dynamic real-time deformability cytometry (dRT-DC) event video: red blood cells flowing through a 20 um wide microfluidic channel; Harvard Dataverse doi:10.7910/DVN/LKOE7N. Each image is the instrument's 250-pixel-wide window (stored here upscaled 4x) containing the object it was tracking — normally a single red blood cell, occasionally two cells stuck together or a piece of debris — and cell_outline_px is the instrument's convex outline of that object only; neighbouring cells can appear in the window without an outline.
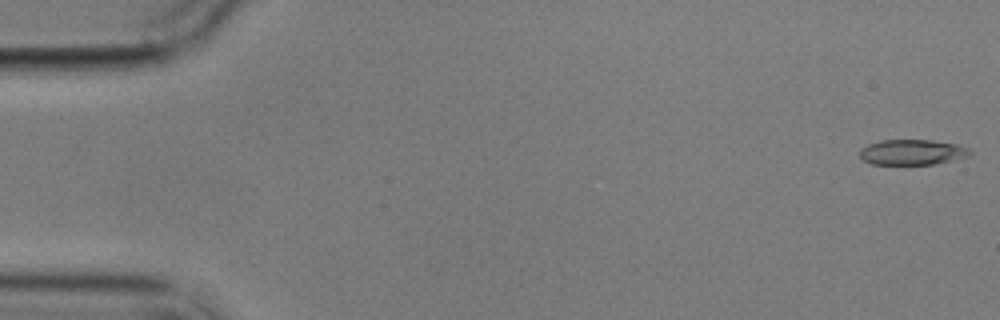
{"species": "common noctule bat (a hibernating species)", "species_latin": "Nyctalus noctula", "temperature_condition": "cold", "stored_images_in_passage": 6, "camera_frame_rate_fps": 3000, "um_per_image_px": 0.085, "animal": {"sex": "male", "body_mass_g": 17.9}, "frame": {"image": 1, "passage_image": 1, "time_ms": 0.0, "image_size_px": [1000, 320], "cell_outline_px": [[972, 152], [968, 156], [952, 160], [932, 164], [872, 164], [864, 160], [860, 156], [860, 148], [868, 144], [880, 140], [932, 140], [956, 144], [968, 148]], "centroid_in_image_um": [77.52, 12.93], "position_along_channel_um": 7.5, "area_um2": 16.18}}
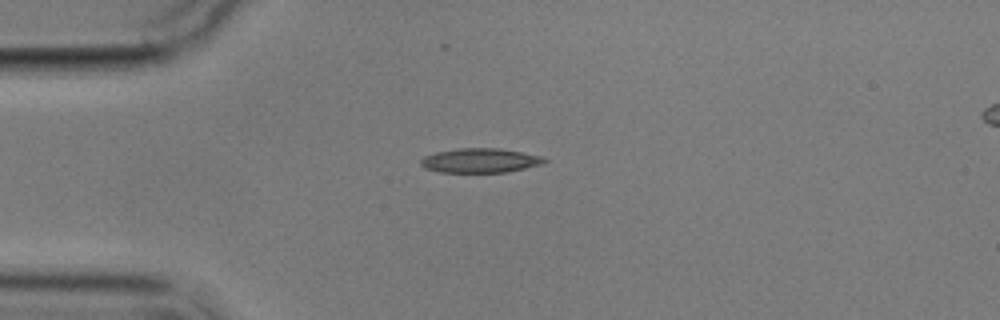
{"frame": {"image": 2, "passage_image": 5, "time_ms": 4.333, "image_size_px": [1000, 320], "cell_outline_px": [[548, 160], [544, 164], [508, 172], [440, 172], [424, 168], [420, 164], [420, 160], [424, 156], [436, 152], [460, 148], [500, 148], [544, 156]], "centroid_in_image_um": [40.85, 13.64], "position_along_channel_um": 44.1, "area_um2": 17.74}}